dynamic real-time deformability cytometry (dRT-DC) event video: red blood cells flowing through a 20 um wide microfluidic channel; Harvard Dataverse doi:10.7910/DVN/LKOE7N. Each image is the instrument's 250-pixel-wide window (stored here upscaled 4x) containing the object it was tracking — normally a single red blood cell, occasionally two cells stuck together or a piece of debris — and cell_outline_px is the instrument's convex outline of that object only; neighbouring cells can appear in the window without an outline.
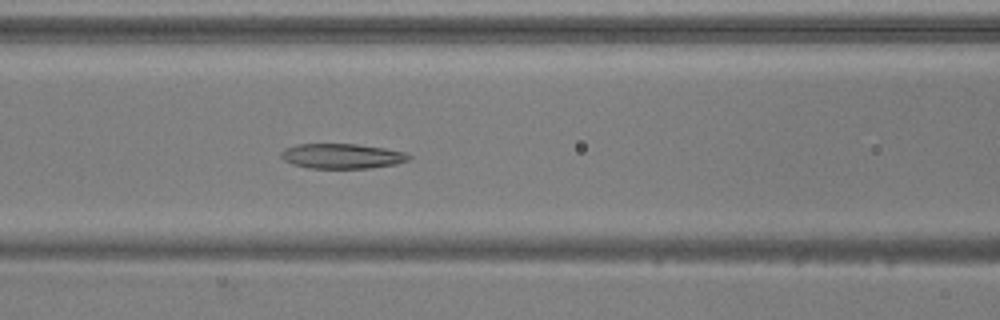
{"species": "common noctule bat (a hibernating species)", "species_latin": "Nyctalus noctula", "temperature_condition": "warm", "stored_images_in_passage": 52, "camera_frame_rate_fps": 3000, "um_per_image_px": 0.085, "animal": {"sex": "male", "body_mass_g": 20.5, "forearm_length_mm": 52.5}, "frame": {"image": 1, "passage_image": 22, "time_ms": 7.0, "image_size_px": [1000, 320], "cell_outline_px": [[412, 156], [408, 160], [396, 164], [372, 168], [308, 168], [292, 164], [284, 160], [280, 156], [280, 152], [284, 148], [296, 144], [356, 144], [384, 148], [404, 152]], "centroid_in_image_um": [29.04, 13.27], "position_along_channel_um": 137.6, "area_um2": 18.67}}
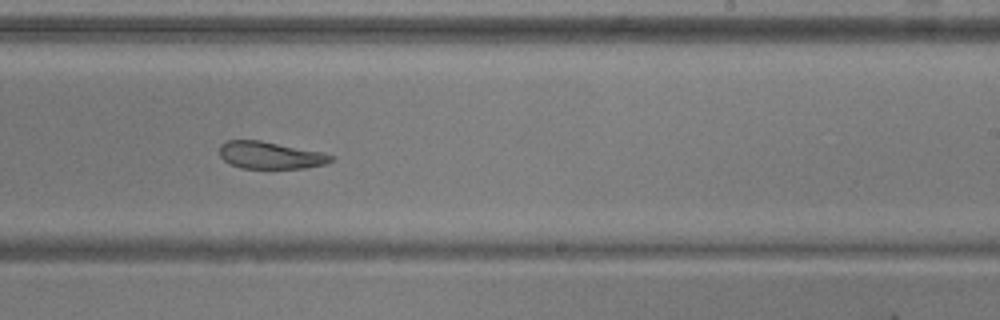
{"frame": {"image": 2, "passage_image": 32, "time_ms": 10.333, "image_size_px": [1000, 320], "cell_outline_px": [[336, 156], [332, 160], [324, 164], [304, 168], [240, 168], [224, 160], [220, 156], [220, 144], [228, 140], [260, 140], [324, 152]], "centroid_in_image_um": [23.0, 13.19], "position_along_channel_um": 266.0, "area_um2": 17.69}}
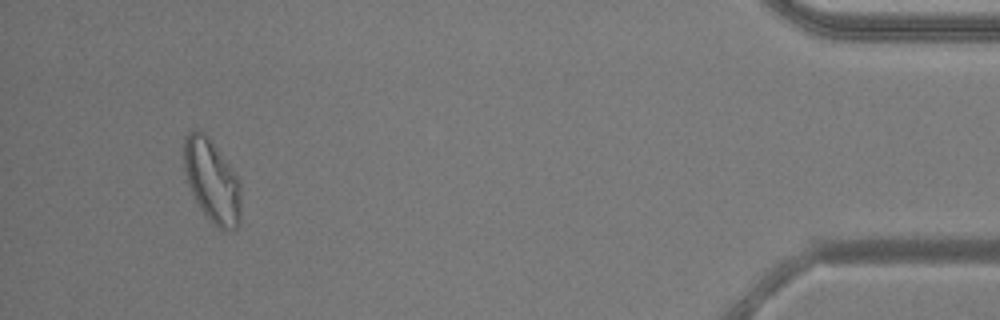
{"frame": {"image": 3, "passage_image": 49, "time_ms": 16.0, "image_size_px": [1000, 320], "cell_outline_px": [[240, 224], [236, 228], [228, 232], [216, 228], [208, 220], [200, 208], [184, 180], [184, 136], [192, 128], [200, 128], [212, 140], [232, 168], [240, 184]], "centroid_in_image_um": [17.99, 15.37], "position_along_channel_um": 417.2, "area_um2": 28.44}, "authors_computed_cell_mechanics": {"area_um2": 22.7154, "velocity_mm_per_s": 3.8633, "shape_relaxation_time_tau1_ms": null, "shape_relaxation_time_tau2_ms": 2.6986, "deformation_change_tau1": null, "deformation_change_tau2": 0.1047}}